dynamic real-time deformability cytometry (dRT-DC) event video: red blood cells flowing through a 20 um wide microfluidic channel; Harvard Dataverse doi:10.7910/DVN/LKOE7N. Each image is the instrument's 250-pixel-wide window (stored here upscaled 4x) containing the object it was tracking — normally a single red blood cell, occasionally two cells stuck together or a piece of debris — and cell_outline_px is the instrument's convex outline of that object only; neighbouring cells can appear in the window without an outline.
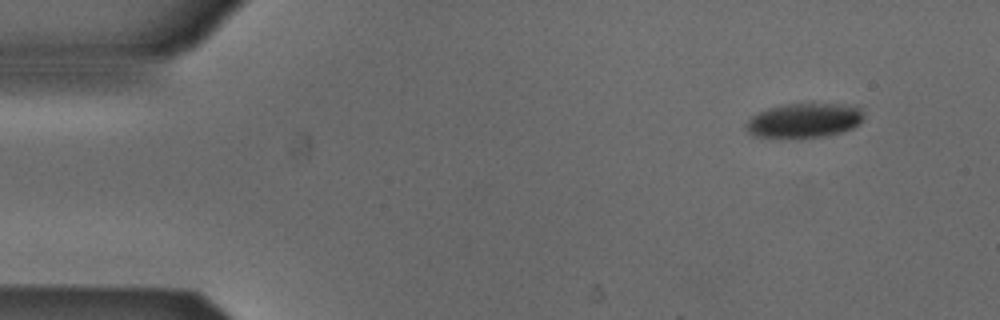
{"species": "Egyptian fruit bat (a non-hibernating species)", "species_latin": "Rousettus aegyptiacus", "temperature_condition": "cold", "stored_images_in_passage": 4, "camera_frame_rate_fps": 3000, "um_per_image_px": 0.085, "animal": {"sex": "male"}, "frame": {"image": 1, "passage_image": 1, "time_ms": 0.0, "image_size_px": [1000, 320], "cell_outline_px": [[864, 116], [852, 128], [840, 132], [824, 136], [756, 136], [748, 132], [744, 124], [752, 116], [768, 108], [784, 104], [856, 104], [864, 112]], "centroid_in_image_um": [68.38, 10.2], "position_along_channel_um": 16.6, "area_um2": 23.12}}
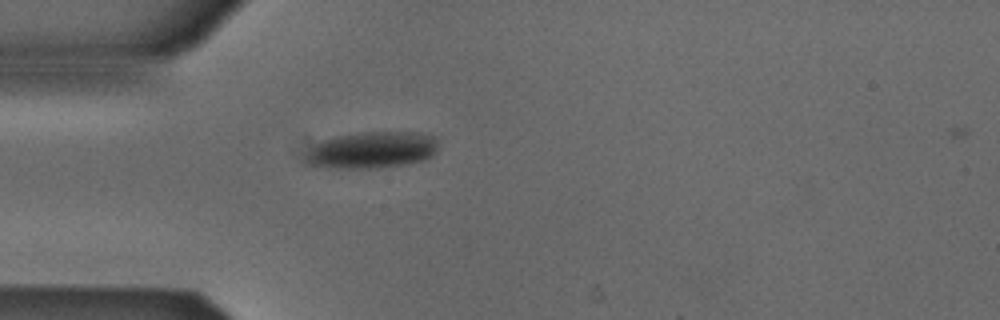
{"frame": {"image": 2, "passage_image": 4, "time_ms": 1.0, "image_size_px": [1000, 320], "cell_outline_px": [[440, 136], [436, 152], [432, 156], [424, 160], [380, 168], [328, 168], [308, 164], [308, 156], [312, 148], [316, 144], [324, 140], [336, 136], [360, 132], [420, 132]], "centroid_in_image_um": [31.73, 12.73], "position_along_channel_um": 53.3, "area_um2": 28.38}}